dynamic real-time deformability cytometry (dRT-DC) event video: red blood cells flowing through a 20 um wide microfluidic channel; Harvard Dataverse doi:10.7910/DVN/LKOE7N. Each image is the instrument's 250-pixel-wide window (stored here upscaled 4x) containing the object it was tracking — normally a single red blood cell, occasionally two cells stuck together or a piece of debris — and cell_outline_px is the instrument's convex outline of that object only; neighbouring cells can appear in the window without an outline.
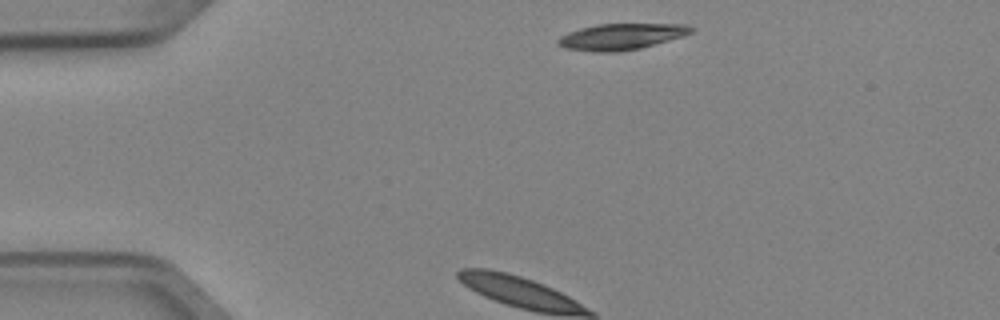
{"species": "Egyptian fruit bat (a non-hibernating species)", "species_latin": "Rousettus aegyptiacus", "temperature_condition": "cold", "stored_images_in_passage": 4, "camera_frame_rate_fps": 3000, "um_per_image_px": 0.085, "animal": {"sex": "female"}, "frame": {"image": 1, "passage_image": 1, "time_ms": 0.0, "image_size_px": [1000, 320], "cell_outline_px": [[696, 28], [692, 32], [684, 36], [640, 48], [620, 52], [596, 52], [564, 48], [556, 44], [556, 40], [560, 36], [568, 32], [580, 28], [596, 24], [688, 24]], "centroid_in_image_um": [52.8, 3.11], "position_along_channel_um": 32.2, "area_um2": 20.52}}
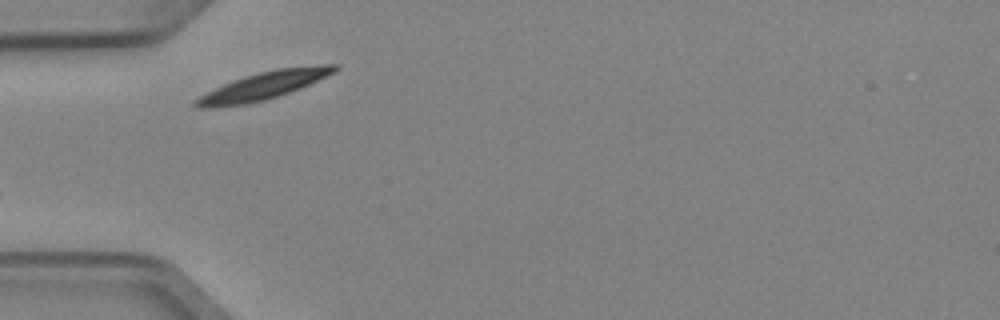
{"frame": {"image": 2, "passage_image": 3, "time_ms": 0.667, "image_size_px": [1000, 320], "cell_outline_px": [[340, 68], [300, 88], [264, 100], [248, 104], [216, 108], [196, 108], [192, 104], [192, 100], [232, 80], [244, 76], [260, 72], [280, 68], [320, 64], [336, 64]], "centroid_in_image_um": [22.31, 7.3], "position_along_channel_um": 62.7, "area_um2": 22.14}}
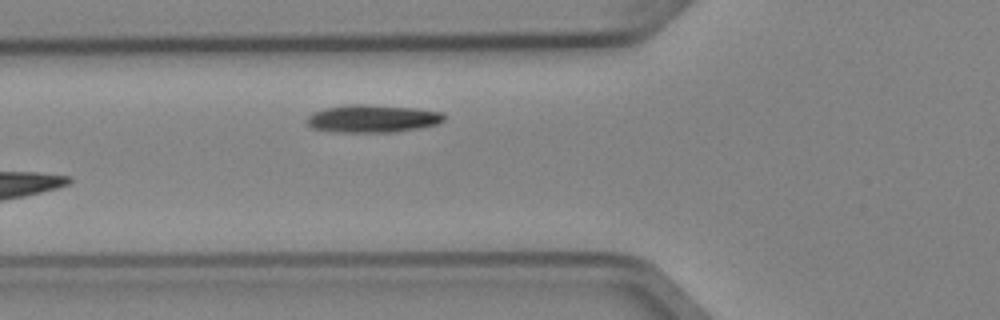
{"frame": {"image": 3, "passage_image": 4, "time_ms": 1.0, "image_size_px": [1000, 320], "cell_outline_px": [[448, 116], [444, 120], [436, 124], [420, 128], [396, 132], [332, 132], [312, 128], [304, 120], [312, 112], [324, 108], [348, 104], [364, 104], [412, 108], [444, 112]], "centroid_in_image_um": [31.65, 10.08], "position_along_channel_um": 94.2, "area_um2": 22.43}}